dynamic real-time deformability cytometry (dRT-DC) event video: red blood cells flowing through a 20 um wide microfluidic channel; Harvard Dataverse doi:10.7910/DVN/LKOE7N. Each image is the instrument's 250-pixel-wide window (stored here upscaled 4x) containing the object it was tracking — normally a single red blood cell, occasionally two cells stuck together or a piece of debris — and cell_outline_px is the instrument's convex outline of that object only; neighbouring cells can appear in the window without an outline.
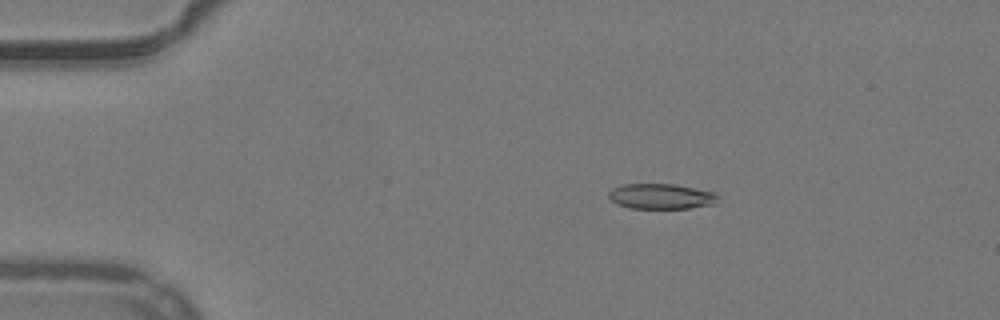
{"species": "common noctule bat (a hibernating species)", "species_latin": "Nyctalus noctula", "temperature_condition": "warm", "stored_images_in_passage": 53, "camera_frame_rate_fps": 3000, "um_per_image_px": 0.085, "animal": {"sex": "male", "body_mass_g": 19.2, "forearm_length_mm": 51.8}, "frame": {"image": 1, "passage_image": 10, "time_ms": 3.0, "image_size_px": [1000, 320], "cell_outline_px": [[720, 196], [716, 204], [692, 208], [628, 208], [616, 204], [608, 196], [608, 192], [612, 188], [620, 184], [676, 184], [716, 192]], "centroid_in_image_um": [56.23, 16.68], "position_along_channel_um": 28.8, "area_um2": 16.47}}
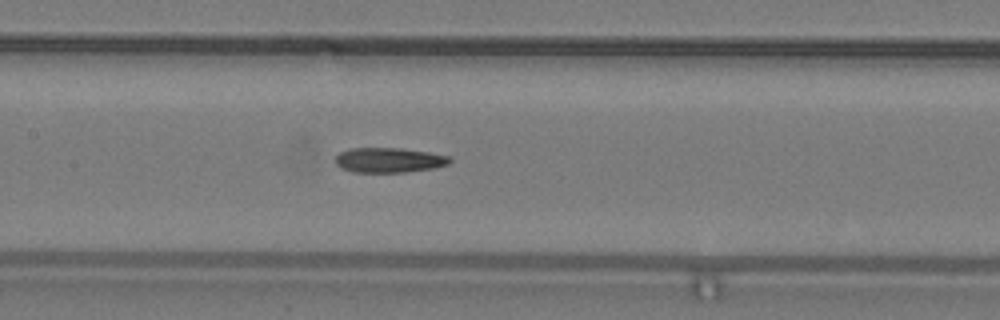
{"frame": {"image": 2, "passage_image": 26, "time_ms": 8.333, "image_size_px": [1000, 320], "cell_outline_px": [[452, 160], [448, 164], [432, 168], [404, 172], [352, 172], [340, 168], [336, 164], [336, 156], [340, 152], [348, 148], [400, 148], [428, 152], [448, 156]], "centroid_in_image_um": [33.02, 13.6], "position_along_channel_um": 174.4, "area_um2": 16.53}}
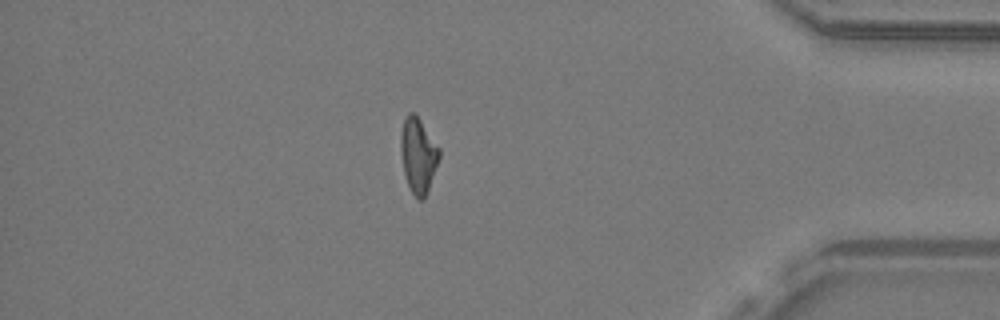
{"frame": {"image": 3, "passage_image": 46, "time_ms": 15.0, "image_size_px": [1000, 320], "cell_outline_px": [[440, 156], [424, 200], [420, 200], [412, 192], [408, 184], [404, 172], [400, 152], [400, 132], [404, 120], [408, 112], [412, 112], [420, 120], [440, 148]], "centroid_in_image_um": [35.53, 13.18], "position_along_channel_um": 399.7, "area_um2": 16.65}, "authors_computed_cell_mechanics": {"area_um2": 16.8198, "velocity_mm_per_s": 3.925, "shape_relaxation_time_tau1_ms": 9.4378, "shape_relaxation_time_tau2_ms": 6.9434, "deformation_change_tau1": 0.2621, "deformation_change_tau2": 0.1648}}